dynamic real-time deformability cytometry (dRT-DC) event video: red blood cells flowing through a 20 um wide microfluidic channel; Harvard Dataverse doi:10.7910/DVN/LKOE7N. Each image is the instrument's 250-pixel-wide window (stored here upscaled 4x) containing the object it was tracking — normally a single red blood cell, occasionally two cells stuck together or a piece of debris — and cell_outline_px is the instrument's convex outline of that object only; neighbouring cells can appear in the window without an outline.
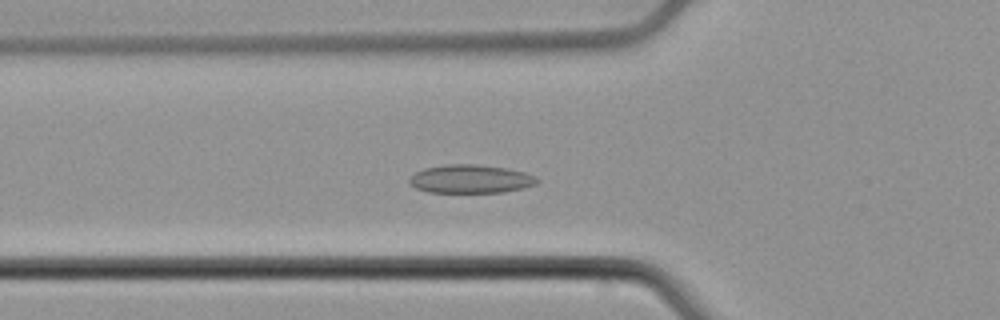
{"species": "common noctule bat (a hibernating species)", "species_latin": "Nyctalus noctula", "temperature_condition": "cold", "stored_images_in_passage": 43, "camera_frame_rate_fps": 3000, "um_per_image_px": 0.085, "animal": {"sex": "male", "body_mass_g": 21.5, "forearm_length_mm": 52.0}, "frame": {"image": 1, "passage_image": 7, "time_ms": 2.0, "image_size_px": [1000, 320], "cell_outline_px": [[540, 180], [536, 184], [524, 188], [504, 192], [428, 192], [416, 188], [408, 180], [416, 172], [424, 168], [448, 164], [476, 164], [504, 168], [524, 172], [536, 176]], "centroid_in_image_um": [40.03, 15.21], "position_along_channel_um": 85.8, "area_um2": 21.04}}
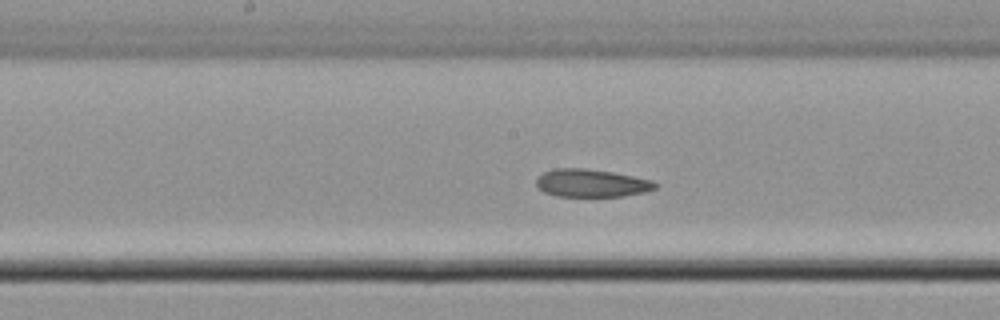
{"frame": {"image": 2, "passage_image": 16, "time_ms": 5.0, "image_size_px": [1000, 320], "cell_outline_px": [[656, 188], [644, 192], [624, 196], [556, 196], [544, 192], [536, 184], [536, 180], [544, 172], [556, 168], [584, 168], [612, 172], [652, 180], [656, 184]], "centroid_in_image_um": [50.27, 15.56], "position_along_channel_um": 197.9, "area_um2": 19.07}}
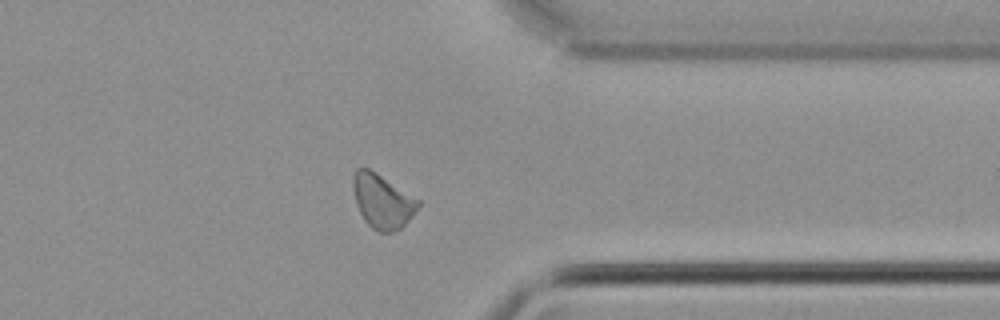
{"frame": {"image": 3, "passage_image": 31, "time_ms": 10.0, "image_size_px": [1000, 320], "cell_outline_px": [[420, 204], [412, 216], [400, 228], [392, 232], [380, 232], [372, 228], [364, 220], [356, 204], [352, 188], [352, 176], [356, 168], [368, 168], [376, 172], [420, 200]], "centroid_in_image_um": [32.48, 17.08], "position_along_channel_um": 378.9, "area_um2": 20.46}, "authors_computed_cell_mechanics": {"area_um2": 20.2878, "velocity_mm_per_s": 3.747, "shape_relaxation_time_tau1_ms": null, "shape_relaxation_time_tau2_ms": 6.2958, "deformation_change_tau1": null, "deformation_change_tau2": 0.0788}}